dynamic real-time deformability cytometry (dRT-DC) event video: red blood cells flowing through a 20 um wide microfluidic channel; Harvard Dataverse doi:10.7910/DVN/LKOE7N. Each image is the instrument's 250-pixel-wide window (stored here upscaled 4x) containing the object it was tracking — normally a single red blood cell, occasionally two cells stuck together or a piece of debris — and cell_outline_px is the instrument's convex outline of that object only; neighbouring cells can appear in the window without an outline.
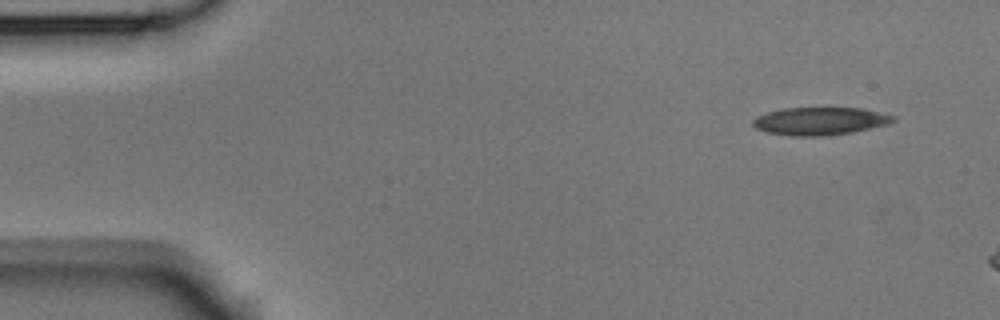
{"species": "Egyptian fruit bat (a non-hibernating species)", "species_latin": "Rousettus aegyptiacus", "temperature_condition": "room temperature", "stored_images_in_passage": 7, "camera_frame_rate_fps": 3000, "um_per_image_px": 0.085, "animal": {"sex": "male"}, "frame": {"image": 1, "passage_image": 1, "time_ms": 0.0, "image_size_px": [1000, 320], "cell_outline_px": [[896, 120], [888, 124], [852, 132], [824, 136], [792, 136], [768, 132], [756, 128], [752, 124], [752, 120], [756, 116], [768, 112], [784, 108], [860, 108], [896, 116]], "centroid_in_image_um": [69.69, 10.29], "position_along_channel_um": 15.3, "area_um2": 22.6}}